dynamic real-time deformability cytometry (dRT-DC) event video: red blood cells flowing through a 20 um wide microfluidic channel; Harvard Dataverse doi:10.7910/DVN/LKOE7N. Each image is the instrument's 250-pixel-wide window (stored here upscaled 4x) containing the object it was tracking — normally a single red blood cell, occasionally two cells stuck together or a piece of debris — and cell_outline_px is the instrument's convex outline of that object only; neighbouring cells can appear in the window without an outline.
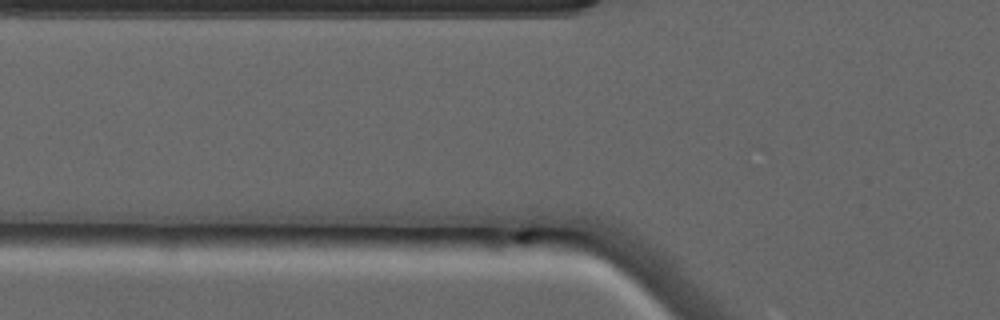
{"species": "common noctule bat (a hibernating species)", "species_latin": "Nyctalus noctula", "temperature_condition": "warm", "stored_images_in_passage": 3, "camera_frame_rate_fps": 3000, "um_per_image_px": 0.085, "animal": {"sex": "male", "forearm_length_mm": 52.5}, "frame": {"image": 1, "passage_image": 2, "time_ms": 0.333, "image_size_px": [1000, 320], "cell_outline_px": [[572, 232], [524, 240], [512, 240], [448, 232], [516, 208]], "centroid_in_image_um": [43.54, 19.29], "position_along_channel_um": 82.3, "area_um2": 14.68}}